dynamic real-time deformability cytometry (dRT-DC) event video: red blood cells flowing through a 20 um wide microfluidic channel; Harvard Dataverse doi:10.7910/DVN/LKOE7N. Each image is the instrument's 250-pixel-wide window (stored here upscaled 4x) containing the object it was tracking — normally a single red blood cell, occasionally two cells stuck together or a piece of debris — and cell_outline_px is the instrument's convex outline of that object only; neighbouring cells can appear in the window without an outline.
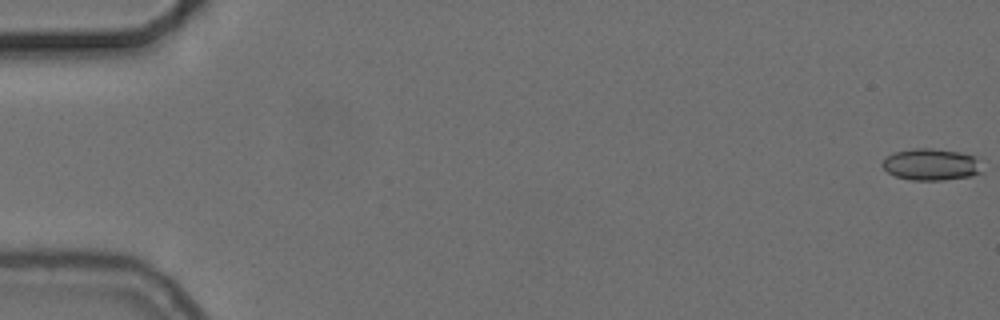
{"species": "common noctule bat (a hibernating species)", "species_latin": "Nyctalus noctula", "temperature_condition": "cold", "stored_images_in_passage": 56, "camera_frame_rate_fps": 3000, "um_per_image_px": 0.085, "animal": {"sex": "female", "body_mass_g": 24.6, "forearm_length_mm": 56.2}, "frame": {"image": 1, "passage_image": 1, "time_ms": 0.0, "image_size_px": [1000, 320], "cell_outline_px": [[984, 172], [972, 176], [944, 180], [912, 180], [896, 176], [888, 172], [880, 164], [888, 156], [896, 152], [912, 148], [932, 148], [960, 152], [976, 156]], "centroid_in_image_um": [79.2, 13.98], "position_along_channel_um": 5.8, "area_um2": 18.55}}
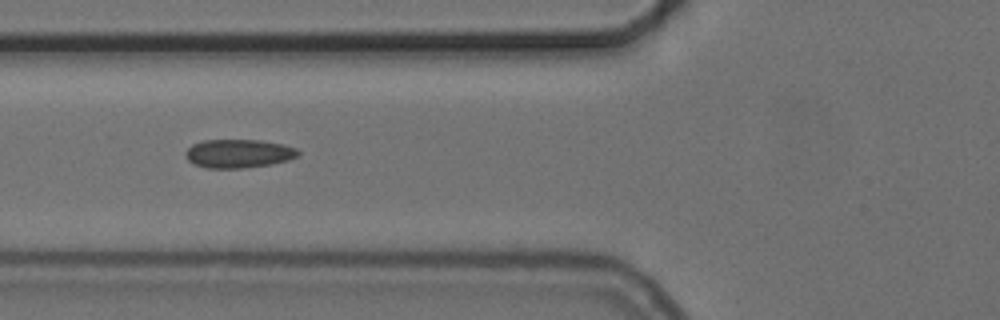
{"frame": {"image": 2, "passage_image": 22, "time_ms": 7.0, "image_size_px": [1000, 320], "cell_outline_px": [[300, 152], [296, 156], [288, 160], [272, 164], [244, 168], [208, 168], [196, 164], [188, 160], [184, 152], [192, 144], [204, 140], [260, 140], [284, 144], [296, 148]], "centroid_in_image_um": [20.28, 13.04], "position_along_channel_um": 105.5, "area_um2": 18.73}}
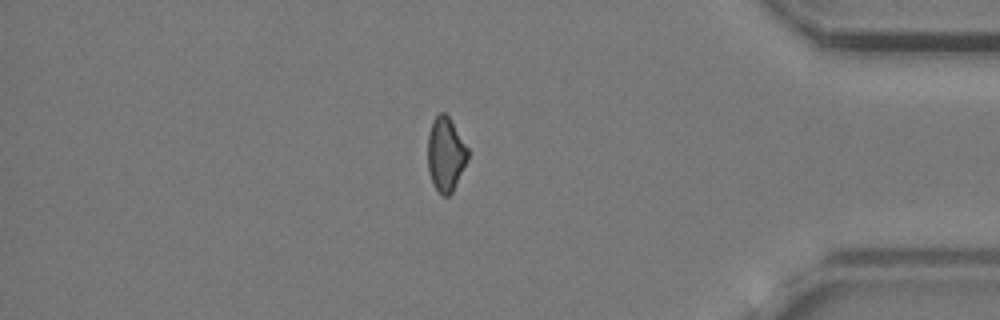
{"frame": {"image": 3, "passage_image": 48, "time_ms": 15.667, "image_size_px": [1000, 320], "cell_outline_px": [[468, 160], [452, 192], [448, 196], [444, 196], [432, 184], [428, 168], [428, 132], [432, 120], [440, 112], [444, 112], [448, 116], [468, 148]], "centroid_in_image_um": [37.87, 13.1], "position_along_channel_um": 397.3, "area_um2": 17.22}, "authors_computed_cell_mechanics": {"area_um2": 18.1203, "velocity_mm_per_s": 3.7335, "shape_relaxation_time_tau1_ms": null, "shape_relaxation_time_tau2_ms": 3.3577, "deformation_change_tau1": null, "deformation_change_tau2": 0.0893}}